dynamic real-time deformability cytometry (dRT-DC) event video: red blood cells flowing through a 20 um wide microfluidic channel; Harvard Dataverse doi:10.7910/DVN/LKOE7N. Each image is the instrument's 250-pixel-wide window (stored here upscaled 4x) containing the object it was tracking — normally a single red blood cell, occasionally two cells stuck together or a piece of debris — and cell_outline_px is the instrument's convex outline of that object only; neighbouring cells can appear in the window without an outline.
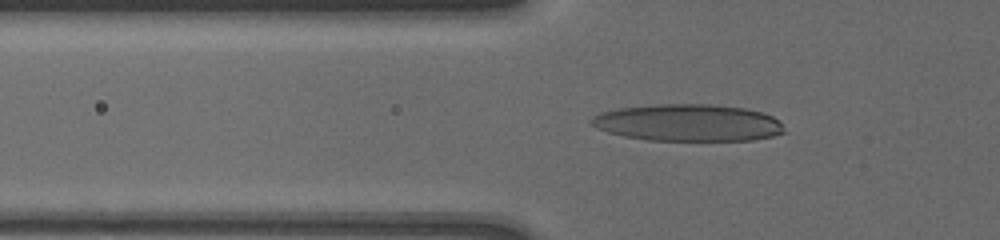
{"species": "human", "species_latin": "Homo sapiens", "temperature_condition": "cold", "stored_images_in_passage": 49, "camera_frame_rate_fps": 3000, "um_per_image_px": 0.085, "donor": {"sex": "male"}, "frame": {"image": 1, "passage_image": 12, "time_ms": 3.667, "image_size_px": [1000, 240], "cell_outline_px": [[784, 132], [772, 136], [752, 140], [648, 140], [624, 136], [608, 132], [596, 128], [588, 120], [592, 116], [600, 112], [620, 108], [656, 104], [708, 104], [744, 108], [760, 112], [772, 116], [780, 124]], "centroid_in_image_um": [58.42, 10.43], "position_along_channel_um": 67.4, "area_um2": 41.27}}
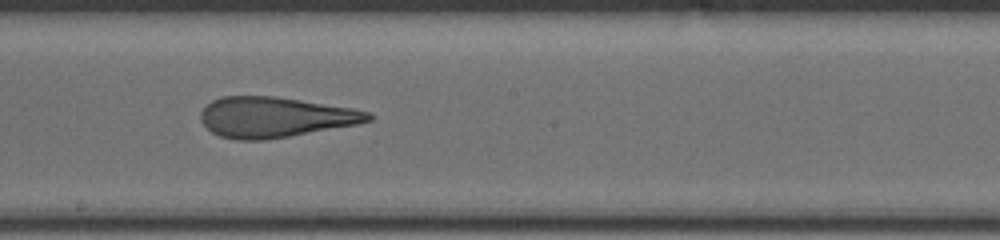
{"frame": {"image": 2, "passage_image": 27, "time_ms": 8.0, "image_size_px": [1000, 240], "cell_outline_px": [[372, 120], [356, 124], [288, 136], [264, 140], [240, 140], [220, 136], [212, 132], [200, 120], [200, 112], [212, 100], [220, 96], [276, 96], [352, 108], [368, 112], [372, 116]], "centroid_in_image_um": [23.33, 9.95], "position_along_channel_um": 224.9, "area_um2": 39.07}}
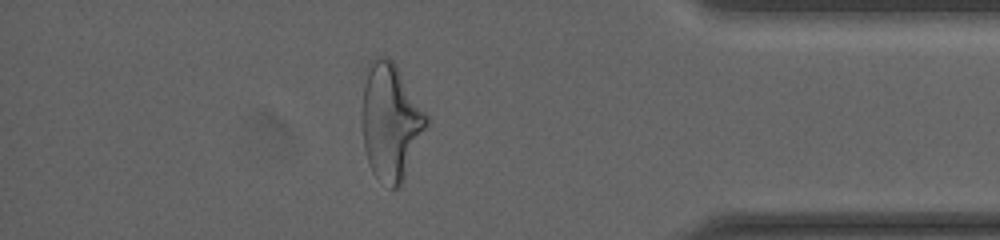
{"frame": {"image": 3, "passage_image": 44, "time_ms": 13.333, "image_size_px": [1000, 240], "cell_outline_px": [[432, 120], [400, 184], [396, 188], [392, 188], [376, 176], [372, 172], [368, 164], [364, 148], [364, 88], [368, 60], [376, 56], [384, 56], [392, 60], [396, 64]], "centroid_in_image_um": [33.26, 10.29], "position_along_channel_um": 401.9, "area_um2": 43.58}}